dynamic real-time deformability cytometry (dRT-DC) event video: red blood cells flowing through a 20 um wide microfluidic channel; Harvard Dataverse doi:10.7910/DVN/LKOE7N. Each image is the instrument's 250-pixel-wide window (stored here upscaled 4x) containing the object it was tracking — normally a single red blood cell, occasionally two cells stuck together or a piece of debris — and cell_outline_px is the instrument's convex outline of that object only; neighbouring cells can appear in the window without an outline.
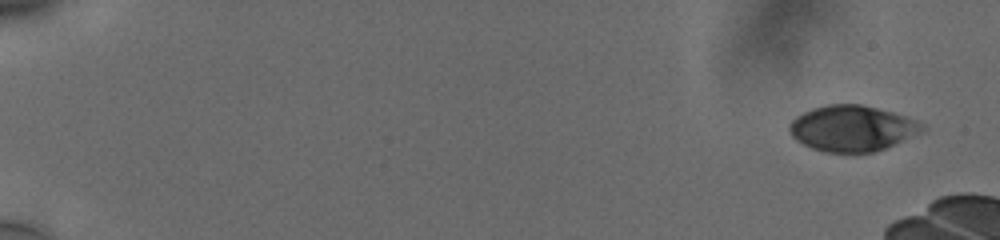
{"species": "human", "species_latin": "Homo sapiens", "temperature_condition": "cold", "stored_images_in_passage": 16, "camera_frame_rate_fps": 3000, "um_per_image_px": 0.085, "donor": {"sex": "male"}, "frame": {"image": 1, "passage_image": 1, "time_ms": 0.0, "image_size_px": [1000, 240], "cell_outline_px": [[924, 132], [884, 148], [872, 152], [824, 152], [812, 148], [796, 140], [788, 132], [788, 124], [796, 116], [812, 108], [828, 104], [860, 104], [892, 112], [916, 120], [924, 124]], "centroid_in_image_um": [72.41, 10.9], "position_along_channel_um": 12.6, "area_um2": 35.37}}